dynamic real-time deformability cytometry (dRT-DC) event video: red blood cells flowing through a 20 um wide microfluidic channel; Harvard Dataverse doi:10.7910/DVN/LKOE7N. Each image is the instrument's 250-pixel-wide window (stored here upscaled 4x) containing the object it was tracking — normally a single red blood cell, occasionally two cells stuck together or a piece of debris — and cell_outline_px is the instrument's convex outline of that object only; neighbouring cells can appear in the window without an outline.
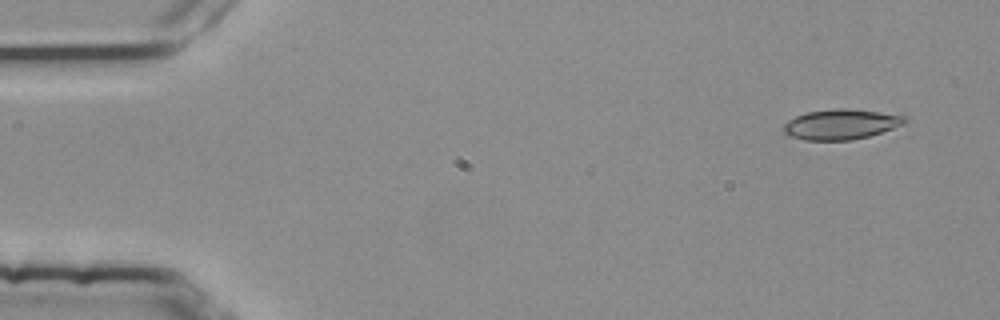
{"species": "common noctule bat (a hibernating species)", "species_latin": "Nyctalus noctula", "temperature_condition": "room temperature", "stored_images_in_passage": 3, "segment_of_instrument_passage": [2, 2], "camera_frame_rate_fps": 3000, "um_per_image_px": 0.085, "animal": {"sex": "female", "body_mass_g": 25.1}, "frame": {"image": 1, "passage_image": 3, "time_ms": 0.667, "image_size_px": [1000, 320], "cell_outline_px": [[908, 120], [904, 124], [868, 136], [852, 140], [804, 140], [788, 136], [780, 128], [788, 120], [796, 116], [808, 112], [840, 108], [880, 112], [908, 116]], "centroid_in_image_um": [71.46, 10.57], "position_along_channel_um": 13.5, "area_um2": 21.27}}